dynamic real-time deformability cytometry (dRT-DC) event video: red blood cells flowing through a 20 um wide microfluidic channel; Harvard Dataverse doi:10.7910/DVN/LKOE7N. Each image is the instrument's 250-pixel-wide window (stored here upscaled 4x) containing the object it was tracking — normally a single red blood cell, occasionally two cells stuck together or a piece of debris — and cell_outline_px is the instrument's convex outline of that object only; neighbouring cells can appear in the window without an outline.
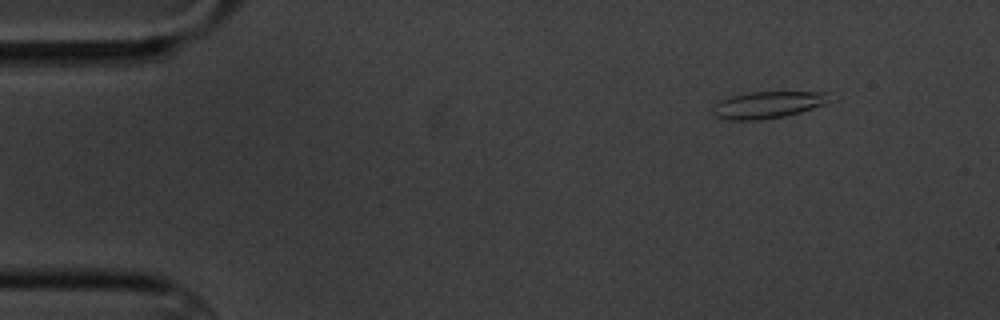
{"species": "common noctule bat (a hibernating species)", "species_latin": "Nyctalus noctula", "temperature_condition": "cold", "stored_images_in_passage": 5, "camera_frame_rate_fps": 3000, "um_per_image_px": 0.085, "animal": {"sex": "male", "body_mass_g": 20.1, "forearm_length_mm": 53.5}, "frame": {"image": 1, "passage_image": 2, "time_ms": 1.333, "image_size_px": [1000, 320], "cell_outline_px": [[840, 100], [828, 104], [800, 112], [784, 116], [760, 120], [732, 120], [716, 116], [712, 112], [716, 104], [720, 100], [732, 96], [752, 92], [828, 92]], "centroid_in_image_um": [65.44, 8.9], "position_along_channel_um": 19.6, "area_um2": 18.55}}
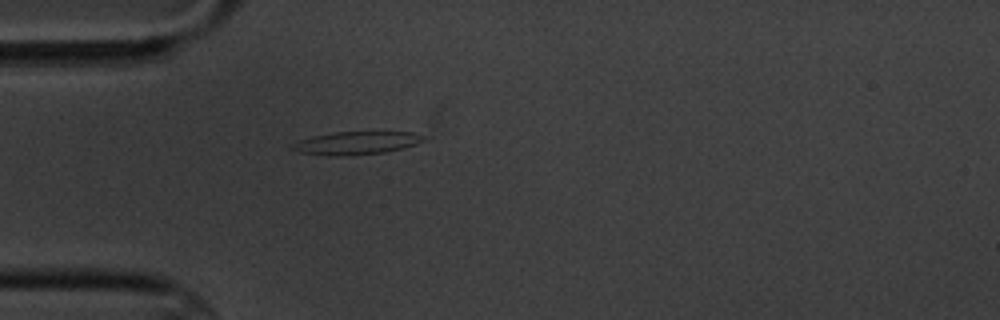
{"frame": {"image": 2, "passage_image": 5, "time_ms": 4.667, "image_size_px": [1000, 320], "cell_outline_px": [[428, 140], [404, 148], [384, 152], [352, 156], [328, 156], [300, 152], [288, 148], [288, 144], [312, 136], [336, 132], [412, 132], [428, 136]], "centroid_in_image_um": [30.3, 12.16], "position_along_channel_um": 54.7, "area_um2": 17.98}}